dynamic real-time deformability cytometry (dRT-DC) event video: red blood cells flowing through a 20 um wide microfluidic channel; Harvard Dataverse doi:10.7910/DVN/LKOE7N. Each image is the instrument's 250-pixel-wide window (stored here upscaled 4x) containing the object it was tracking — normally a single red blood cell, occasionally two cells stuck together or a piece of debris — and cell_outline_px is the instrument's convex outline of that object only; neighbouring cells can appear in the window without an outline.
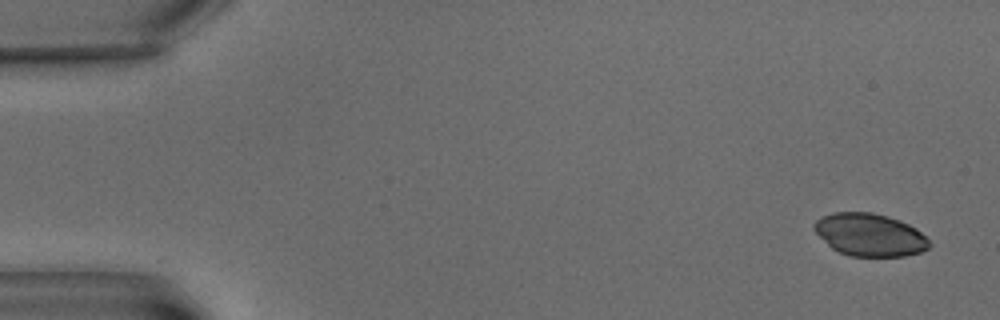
{"species": "common noctule bat (a hibernating species)", "species_latin": "Nyctalus noctula", "temperature_condition": "warm", "stored_images_in_passage": 2, "camera_frame_rate_fps": 3000, "um_per_image_px": 0.085, "animal": {"sex": "male", "body_mass_g": 15.6}, "frame": {"image": 1, "passage_image": 1, "time_ms": 0.0, "image_size_px": [1000, 320], "cell_outline_px": [[932, 244], [928, 248], [920, 252], [904, 256], [852, 256], [840, 252], [832, 248], [812, 228], [812, 224], [820, 216], [832, 212], [872, 212], [888, 216], [900, 220], [916, 228]], "centroid_in_image_um": [73.91, 19.94], "position_along_channel_um": 11.1, "area_um2": 28.61}}